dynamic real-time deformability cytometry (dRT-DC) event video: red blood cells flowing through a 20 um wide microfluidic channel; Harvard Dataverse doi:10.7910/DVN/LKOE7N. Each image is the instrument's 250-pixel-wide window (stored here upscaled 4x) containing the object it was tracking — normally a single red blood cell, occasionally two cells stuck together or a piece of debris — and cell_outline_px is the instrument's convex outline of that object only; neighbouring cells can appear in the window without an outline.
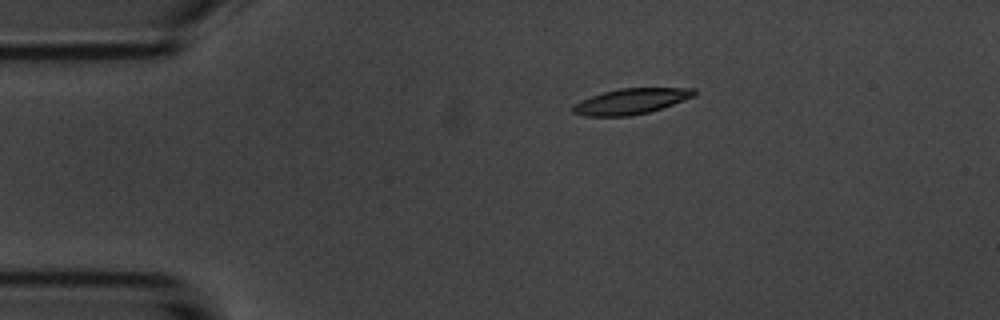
{"species": "common noctule bat (a hibernating species)", "species_latin": "Nyctalus noctula", "temperature_condition": "room temperature", "stored_images_in_passage": 3, "camera_frame_rate_fps": 3000, "um_per_image_px": 0.085, "animal": {"sex": "male", "body_mass_g": 20.1, "forearm_length_mm": 53.5}, "frame": {"image": 1, "passage_image": 1, "time_ms": 0.0, "image_size_px": [1000, 320], "cell_outline_px": [[696, 96], [648, 112], [628, 116], [584, 116], [572, 112], [572, 108], [580, 100], [604, 92], [620, 88], [696, 88]], "centroid_in_image_um": [53.64, 8.6], "position_along_channel_um": 31.4, "area_um2": 17.92}}
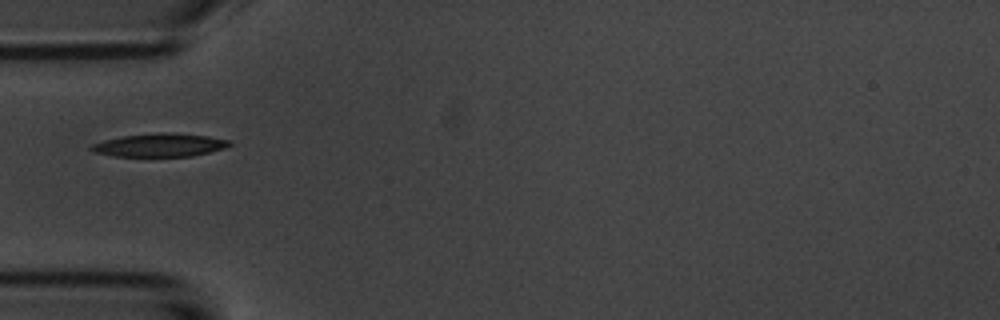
{"frame": {"image": 2, "passage_image": 3, "time_ms": 2.333, "image_size_px": [1000, 320], "cell_outline_px": [[232, 144], [224, 148], [192, 156], [112, 156], [92, 152], [88, 148], [92, 144], [104, 140], [124, 136], [156, 132], [160, 132], [208, 136], [232, 140]], "centroid_in_image_um": [13.56, 12.33], "position_along_channel_um": 71.4, "area_um2": 18.67}}